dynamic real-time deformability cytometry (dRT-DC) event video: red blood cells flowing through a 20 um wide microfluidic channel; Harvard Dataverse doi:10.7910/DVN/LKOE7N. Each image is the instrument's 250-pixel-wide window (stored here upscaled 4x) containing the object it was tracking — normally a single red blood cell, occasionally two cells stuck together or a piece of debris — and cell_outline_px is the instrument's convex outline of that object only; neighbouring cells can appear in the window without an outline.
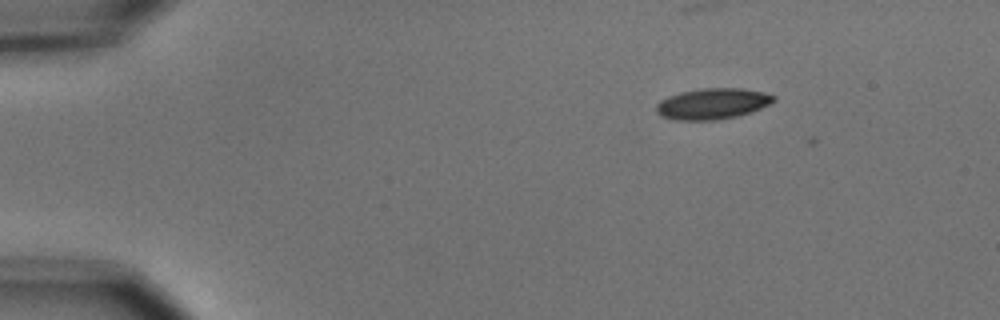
{"species": "common noctule bat (a hibernating species)", "species_latin": "Nyctalus noctula", "temperature_condition": "cold", "stored_images_in_passage": 8, "camera_frame_rate_fps": 3000, "um_per_image_px": 0.085, "animal": {"sex": "male", "body_mass_g": 15.6}, "frame": {"image": 1, "passage_image": 3, "time_ms": 2.333, "image_size_px": [1000, 320], "cell_outline_px": [[776, 100], [752, 112], [736, 116], [716, 120], [676, 120], [660, 116], [656, 112], [656, 104], [660, 100], [668, 96], [680, 92], [700, 88], [744, 88], [764, 92], [776, 96]], "centroid_in_image_um": [60.55, 8.81], "position_along_channel_um": 24.5, "area_um2": 21.33}}
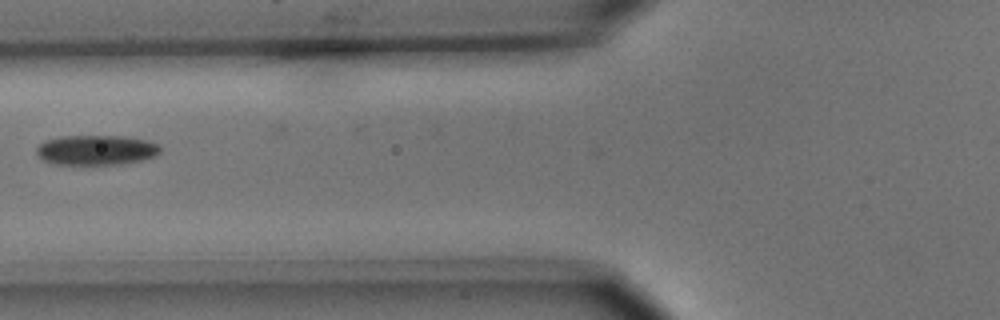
{"frame": {"image": 2, "passage_image": 7, "time_ms": 7.0, "image_size_px": [1000, 320], "cell_outline_px": [[160, 152], [156, 156], [124, 164], [52, 164], [44, 160], [36, 152], [36, 148], [44, 140], [60, 136], [124, 136], [148, 140], [160, 144]], "centroid_in_image_um": [8.2, 12.74], "position_along_channel_um": 117.6, "area_um2": 21.73}}
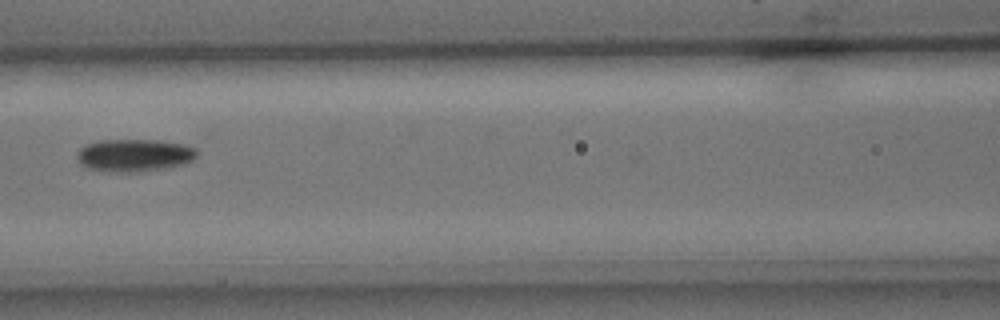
{"frame": {"image": 3, "passage_image": 8, "time_ms": 8.0, "image_size_px": [1000, 320], "cell_outline_px": [[196, 156], [192, 160], [184, 164], [168, 168], [136, 172], [116, 172], [88, 168], [80, 164], [76, 160], [76, 152], [84, 144], [100, 140], [160, 140], [184, 144], [196, 148]], "centroid_in_image_um": [11.39, 13.19], "position_along_channel_um": 155.2, "area_um2": 23.0}}